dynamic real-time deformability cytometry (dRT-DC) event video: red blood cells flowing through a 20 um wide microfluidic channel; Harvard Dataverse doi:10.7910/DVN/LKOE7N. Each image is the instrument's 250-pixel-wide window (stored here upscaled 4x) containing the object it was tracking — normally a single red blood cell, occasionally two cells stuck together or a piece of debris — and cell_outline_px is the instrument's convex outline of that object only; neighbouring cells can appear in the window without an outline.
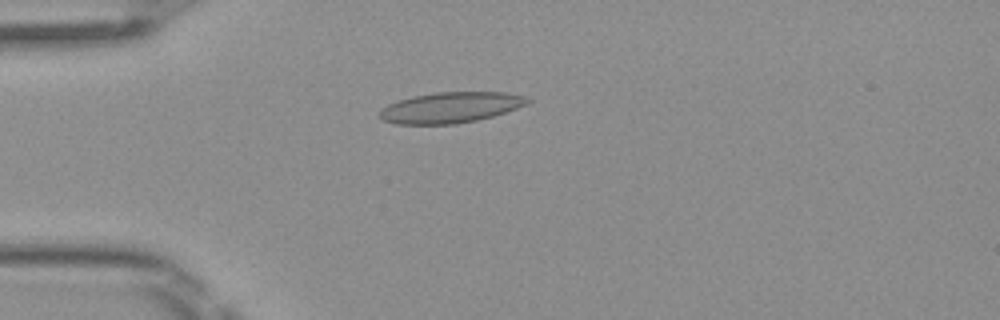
{"species": "Egyptian fruit bat (a non-hibernating species)", "species_latin": "Rousettus aegyptiacus", "temperature_condition": "room temperature", "stored_images_in_passage": 4, "camera_frame_rate_fps": 3000, "um_per_image_px": 0.085, "frame": {"image": 1, "passage_image": 4, "time_ms": 1.0, "image_size_px": [1000, 320], "cell_outline_px": [[532, 100], [528, 104], [492, 116], [476, 120], [456, 124], [396, 124], [384, 120], [380, 116], [380, 108], [388, 104], [412, 96], [436, 92], [504, 92], [520, 96]], "centroid_in_image_um": [38.27, 9.14], "position_along_channel_um": 46.7, "area_um2": 26.24}}